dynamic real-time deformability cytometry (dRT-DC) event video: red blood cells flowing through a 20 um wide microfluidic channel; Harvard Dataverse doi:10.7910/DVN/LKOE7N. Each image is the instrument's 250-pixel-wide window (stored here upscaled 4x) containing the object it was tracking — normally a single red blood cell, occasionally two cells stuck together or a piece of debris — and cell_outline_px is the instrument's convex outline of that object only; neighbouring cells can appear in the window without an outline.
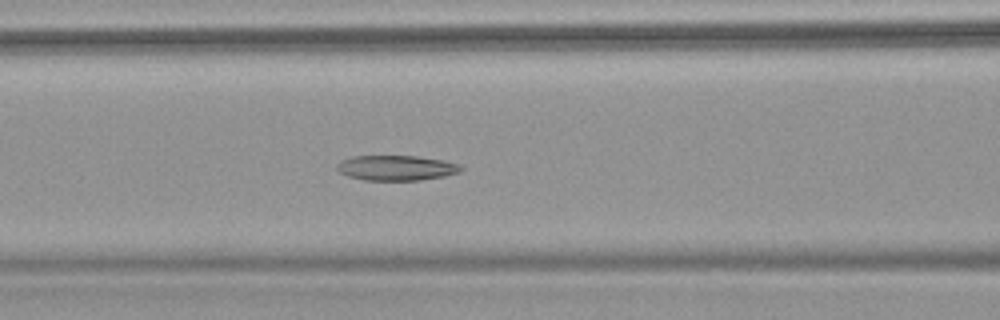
{"species": "common noctule bat (a hibernating species)", "species_latin": "Nyctalus noctula", "temperature_condition": "warm", "stored_images_in_passage": 8, "camera_frame_rate_fps": 3000, "um_per_image_px": 0.085, "animal": {"sex": "female", "body_mass_g": 18.4}, "frame": {"image": 1, "passage_image": 8, "time_ms": 2.333, "image_size_px": [1000, 320], "cell_outline_px": [[464, 168], [460, 172], [444, 176], [420, 180], [364, 180], [348, 176], [340, 172], [336, 168], [336, 164], [340, 160], [352, 156], [416, 156], [444, 160], [460, 164]], "centroid_in_image_um": [33.69, 14.26], "position_along_channel_um": 132.9, "area_um2": 18.26}}